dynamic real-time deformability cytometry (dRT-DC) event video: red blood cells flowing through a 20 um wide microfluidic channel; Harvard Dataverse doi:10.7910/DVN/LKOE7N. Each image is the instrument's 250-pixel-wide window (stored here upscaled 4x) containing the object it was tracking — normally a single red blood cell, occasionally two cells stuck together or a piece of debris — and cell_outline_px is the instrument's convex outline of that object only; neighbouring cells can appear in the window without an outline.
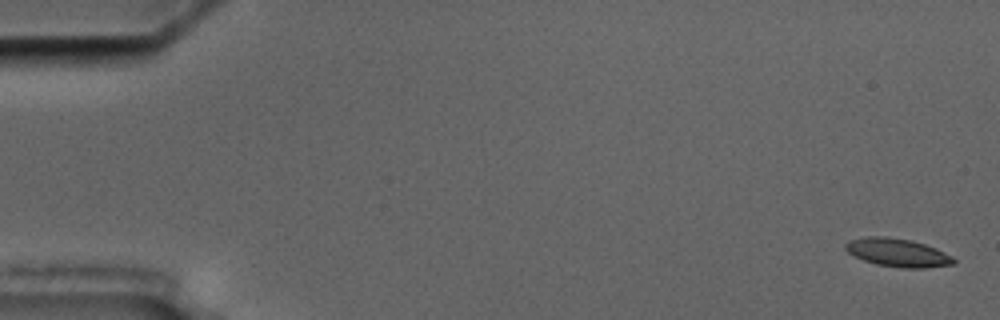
{"species": "common noctule bat (a hibernating species)", "species_latin": "Nyctalus noctula", "temperature_condition": "cold", "stored_images_in_passage": 6, "camera_frame_rate_fps": 3000, "um_per_image_px": 0.085, "animal": {"sex": "male", "body_mass_g": 17.5, "forearm_length_mm": 52.3}, "frame": {"image": 1, "passage_image": 1, "time_ms": 0.0, "image_size_px": [1000, 320], "cell_outline_px": [[956, 264], [924, 268], [900, 268], [876, 264], [864, 260], [848, 252], [844, 248], [844, 244], [848, 240], [868, 236], [888, 236], [912, 240], [936, 248], [952, 256], [956, 260]], "centroid_in_image_um": [76.31, 21.47], "position_along_channel_um": 8.7, "area_um2": 17.98}}
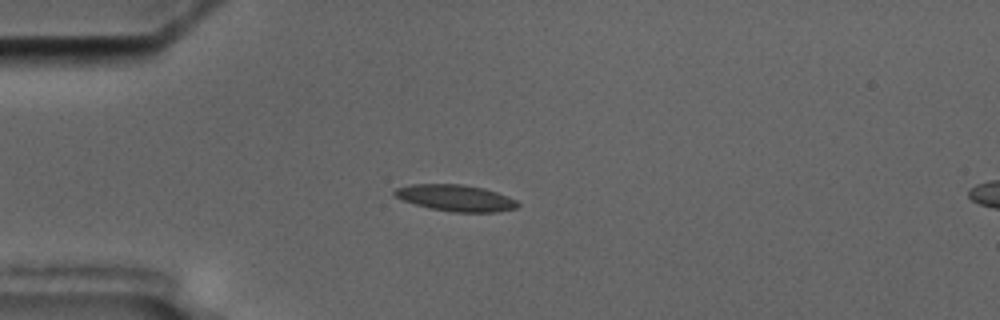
{"frame": {"image": 2, "passage_image": 5, "time_ms": 4.667, "image_size_px": [1000, 320], "cell_outline_px": [[520, 204], [516, 208], [496, 212], [452, 212], [432, 208], [416, 204], [404, 200], [396, 196], [392, 192], [396, 188], [412, 184], [460, 184], [484, 188], [508, 196], [516, 200]], "centroid_in_image_um": [38.76, 16.82], "position_along_channel_um": 46.2, "area_um2": 18.79}}